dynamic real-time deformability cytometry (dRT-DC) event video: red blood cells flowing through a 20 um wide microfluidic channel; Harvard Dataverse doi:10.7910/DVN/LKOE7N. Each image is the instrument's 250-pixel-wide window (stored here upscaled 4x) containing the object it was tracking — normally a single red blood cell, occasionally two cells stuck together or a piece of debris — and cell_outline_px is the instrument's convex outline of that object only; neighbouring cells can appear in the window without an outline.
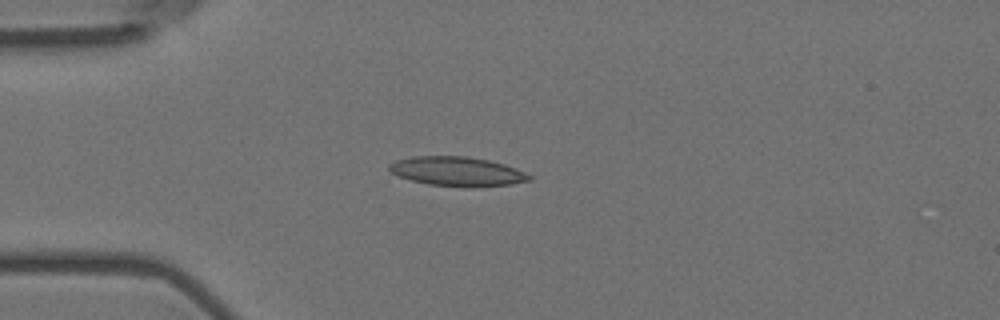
{"species": "Egyptian fruit bat (a non-hibernating species)", "species_latin": "Rousettus aegyptiacus", "temperature_condition": "room temperature", "stored_images_in_passage": 42, "camera_frame_rate_fps": 3000, "um_per_image_px": 0.085, "animal": {"sex": "female"}, "frame": {"image": 1, "passage_image": 1, "time_ms": 0.0, "image_size_px": [1000, 320], "cell_outline_px": [[532, 180], [512, 184], [472, 188], [464, 188], [428, 184], [412, 180], [388, 172], [388, 164], [396, 160], [412, 156], [468, 156], [488, 160], [504, 164], [516, 168], [532, 176]], "centroid_in_image_um": [38.86, 14.58], "position_along_channel_um": 46.1, "area_um2": 24.28}}
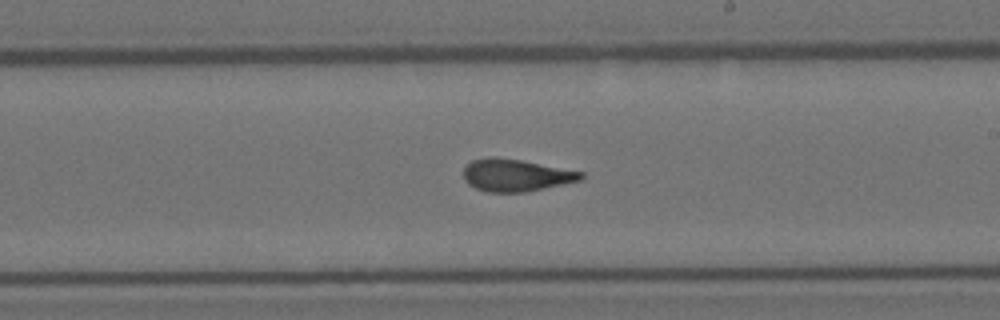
{"frame": {"image": 2, "passage_image": 19, "time_ms": 6.0, "image_size_px": [1000, 320], "cell_outline_px": [[584, 176], [580, 180], [544, 188], [524, 192], [488, 192], [476, 188], [468, 184], [464, 180], [464, 168], [472, 160], [488, 156], [496, 156], [520, 160], [584, 172]], "centroid_in_image_um": [43.81, 14.88], "position_along_channel_um": 245.2, "area_um2": 21.96}}
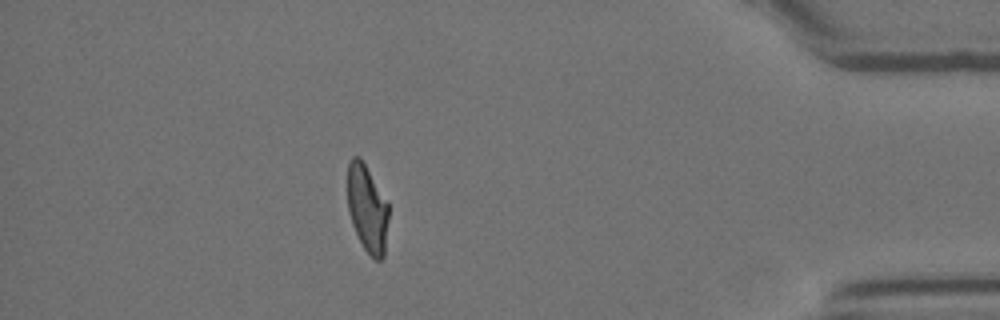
{"frame": {"image": 3, "passage_image": 36, "time_ms": 11.667, "image_size_px": [1000, 320], "cell_outline_px": [[388, 220], [384, 256], [380, 260], [376, 260], [364, 248], [352, 224], [348, 212], [348, 164], [352, 156], [360, 156], [388, 200]], "centroid_in_image_um": [31.23, 17.68], "position_along_channel_um": 404.0, "area_um2": 20.98}, "authors_computed_cell_mechanics": {"area_um2": 22.253, "velocity_mm_per_s": 3.5976, "shape_relaxation_time_tau1_ms": 9.3231, "shape_relaxation_time_tau2_ms": 1.7293, "deformation_change_tau1": 0.2314, "deformation_change_tau2": 0.0868}}